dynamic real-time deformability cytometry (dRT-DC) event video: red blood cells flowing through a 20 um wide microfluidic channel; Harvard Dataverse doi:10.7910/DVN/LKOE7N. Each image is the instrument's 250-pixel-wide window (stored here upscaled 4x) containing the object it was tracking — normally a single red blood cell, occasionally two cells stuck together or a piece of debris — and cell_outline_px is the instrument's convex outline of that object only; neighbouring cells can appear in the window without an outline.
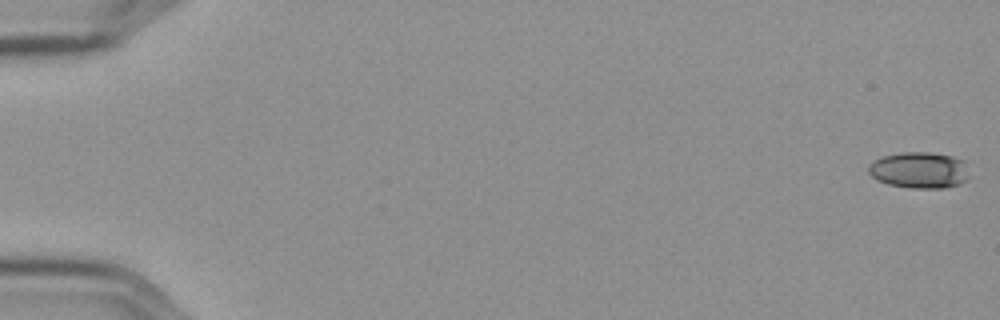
{"species": "Egyptian fruit bat (a non-hibernating species)", "species_latin": "Rousettus aegyptiacus", "temperature_condition": "cold", "stored_images_in_passage": 58, "camera_frame_rate_fps": 3000, "um_per_image_px": 0.085, "frame": {"image": 1, "passage_image": 1, "time_ms": 0.0, "image_size_px": [1000, 320], "cell_outline_px": [[968, 180], [944, 188], [908, 188], [888, 184], [876, 180], [868, 172], [868, 164], [872, 160], [884, 156], [904, 152], [928, 152], [952, 156], [960, 160]], "centroid_in_image_um": [78.03, 14.47], "position_along_channel_um": 7.0, "area_um2": 20.98}}
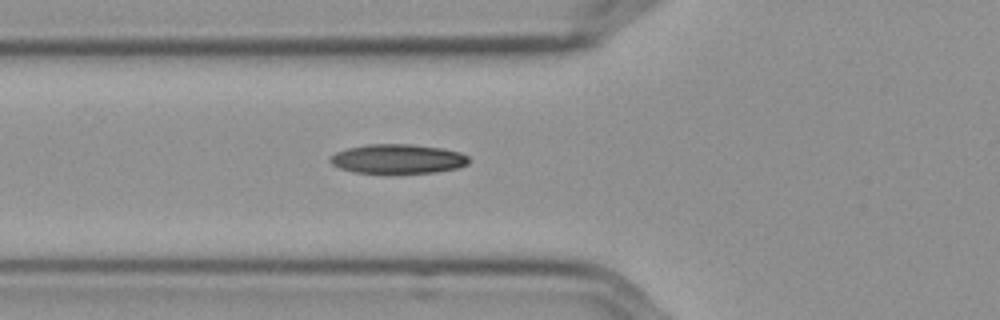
{"frame": {"image": 2, "passage_image": 22, "time_ms": 7.0, "image_size_px": [1000, 320], "cell_outline_px": [[468, 164], [456, 168], [436, 172], [352, 172], [340, 168], [332, 164], [328, 160], [328, 156], [336, 152], [348, 148], [368, 144], [412, 144], [440, 148], [460, 152], [468, 156]], "centroid_in_image_um": [33.78, 13.49], "position_along_channel_um": 92.0, "area_um2": 23.47}}
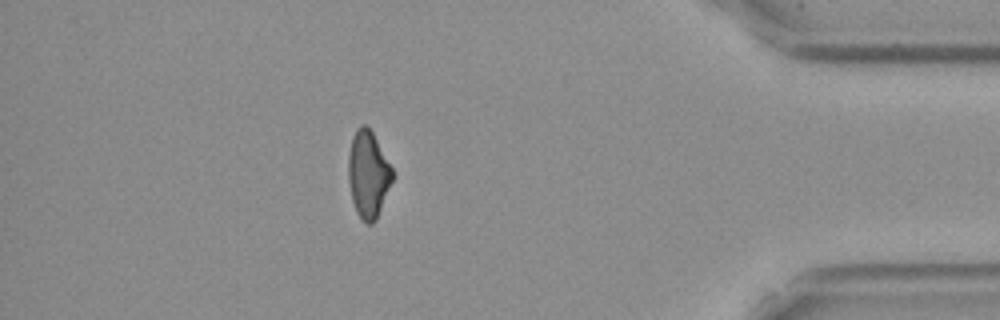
{"frame": {"image": 3, "passage_image": 51, "time_ms": 16.667, "image_size_px": [1000, 320], "cell_outline_px": [[396, 176], [376, 220], [372, 224], [368, 224], [356, 212], [352, 200], [348, 180], [348, 156], [352, 136], [356, 128], [360, 124], [364, 124], [372, 132], [396, 172]], "centroid_in_image_um": [31.33, 14.81], "position_along_channel_um": 403.9, "area_um2": 22.83}, "authors_computed_cell_mechanics": {"area_um2": 22.831, "velocity_mm_per_s": 3.6083, "shape_relaxation_time_tau1_ms": 7.2933, "shape_relaxation_time_tau2_ms": 3.3611, "deformation_change_tau1": 0.1815, "deformation_change_tau2": 0.0915}}